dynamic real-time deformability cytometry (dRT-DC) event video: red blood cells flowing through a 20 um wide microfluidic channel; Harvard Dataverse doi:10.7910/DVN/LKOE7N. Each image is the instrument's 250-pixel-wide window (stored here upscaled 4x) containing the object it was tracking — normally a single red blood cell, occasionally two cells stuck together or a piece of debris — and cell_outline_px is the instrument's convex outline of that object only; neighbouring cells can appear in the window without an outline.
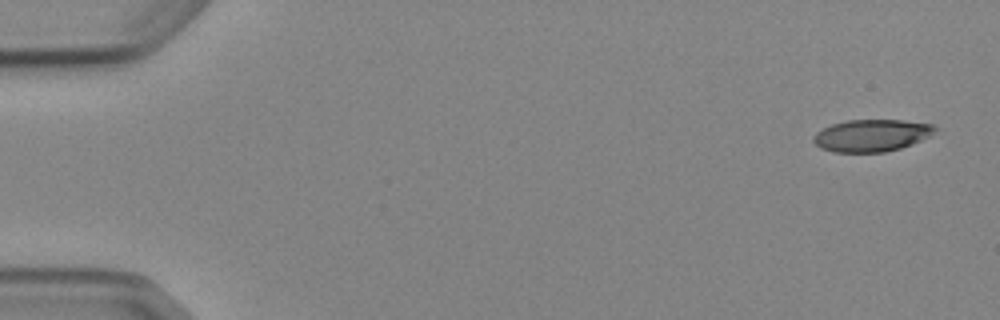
{"species": "Egyptian fruit bat (a non-hibernating species)", "species_latin": "Rousettus aegyptiacus", "temperature_condition": "cold", "stored_images_in_passage": 5, "camera_frame_rate_fps": 3000, "um_per_image_px": 0.085, "animal": {"sex": "female"}, "frame": {"image": 1, "passage_image": 1, "time_ms": 0.0, "image_size_px": [1000, 320], "cell_outline_px": [[936, 128], [928, 136], [912, 144], [900, 148], [884, 152], [832, 152], [820, 148], [812, 140], [816, 132], [832, 124], [848, 120], [904, 120], [932, 124]], "centroid_in_image_um": [74.05, 11.51], "position_along_channel_um": 11.0, "area_um2": 22.54}}
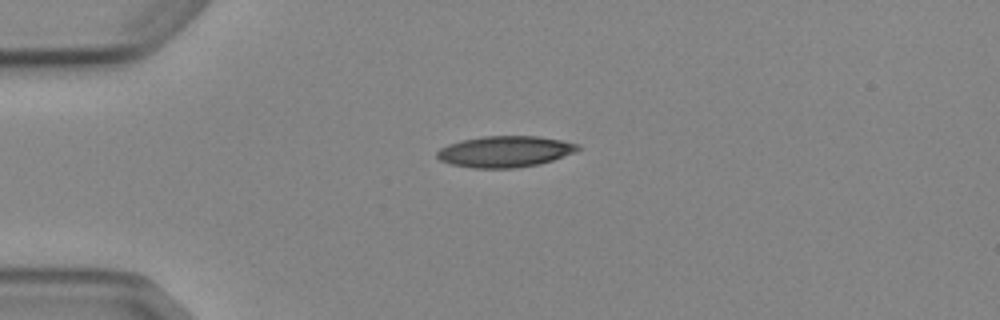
{"frame": {"image": 2, "passage_image": 4, "time_ms": 3.667, "image_size_px": [1000, 320], "cell_outline_px": [[580, 148], [576, 152], [540, 164], [516, 168], [472, 168], [452, 164], [440, 160], [436, 156], [436, 152], [440, 148], [448, 144], [464, 140], [484, 136], [536, 136], [560, 140], [580, 144]], "centroid_in_image_um": [42.93, 12.89], "position_along_channel_um": 42.1, "area_um2": 25.55}}